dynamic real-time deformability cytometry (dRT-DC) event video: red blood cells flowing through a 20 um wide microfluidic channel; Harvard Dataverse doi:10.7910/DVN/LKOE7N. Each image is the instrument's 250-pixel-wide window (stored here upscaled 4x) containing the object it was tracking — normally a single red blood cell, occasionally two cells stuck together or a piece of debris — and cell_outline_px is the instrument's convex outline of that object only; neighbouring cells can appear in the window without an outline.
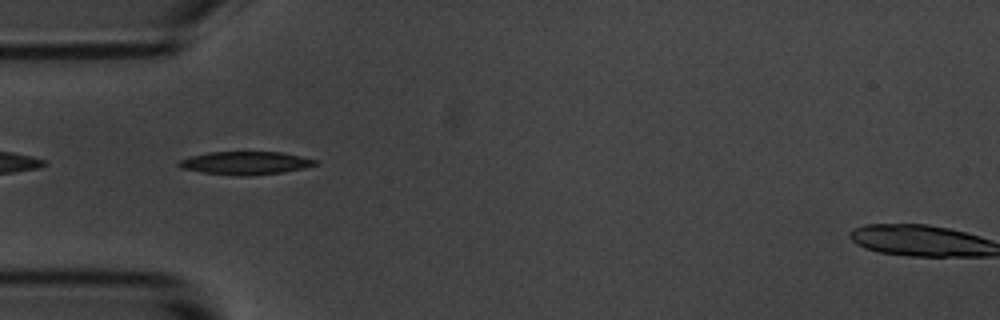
{"species": "common noctule bat (a hibernating species)", "species_latin": "Nyctalus noctula", "temperature_condition": "room temperature", "stored_images_in_passage": 6, "camera_frame_rate_fps": 3000, "um_per_image_px": 0.085, "animal": {"sex": "male", "body_mass_g": 20.1, "forearm_length_mm": 53.5}, "frame": {"image": 1, "passage_image": 5, "time_ms": 4.667, "image_size_px": [1000, 320], "cell_outline_px": [[320, 164], [304, 168], [280, 172], [248, 176], [240, 176], [204, 172], [180, 168], [176, 164], [180, 160], [192, 156], [208, 152], [280, 152], [320, 160]], "centroid_in_image_um": [20.9, 13.85], "position_along_channel_um": 64.1, "area_um2": 18.26}}